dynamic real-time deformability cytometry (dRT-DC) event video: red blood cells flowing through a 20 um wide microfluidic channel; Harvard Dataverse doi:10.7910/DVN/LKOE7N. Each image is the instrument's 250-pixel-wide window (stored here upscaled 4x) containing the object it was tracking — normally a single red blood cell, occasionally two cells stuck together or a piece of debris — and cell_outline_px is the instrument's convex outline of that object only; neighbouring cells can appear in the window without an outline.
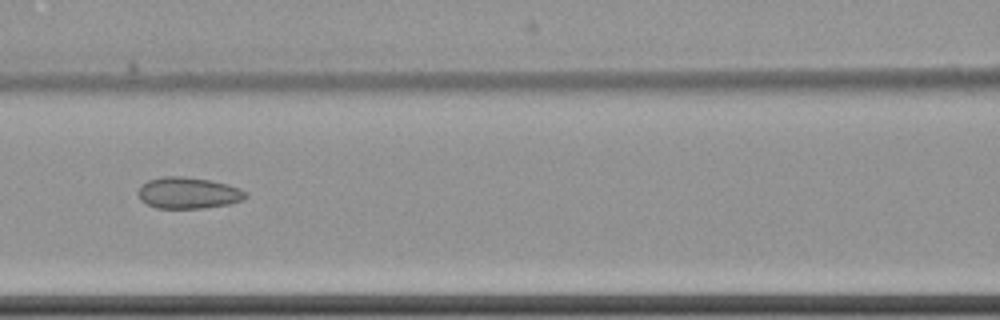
{"species": "common noctule bat (a hibernating species)", "species_latin": "Nyctalus noctula", "temperature_condition": "cold", "stored_images_in_passage": 6, "camera_frame_rate_fps": 3000, "um_per_image_px": 0.085, "animal": {"sex": "female", "body_mass_g": 22.7, "forearm_length_mm": 54.2}, "frame": {"image": 1, "passage_image": 4, "time_ms": 3.667, "image_size_px": [1000, 320], "cell_outline_px": [[248, 196], [244, 200], [228, 204], [200, 208], [156, 208], [140, 200], [136, 192], [140, 184], [148, 180], [164, 176], [180, 176], [208, 180], [228, 184], [240, 188]], "centroid_in_image_um": [15.96, 16.4], "position_along_channel_um": 150.6, "area_um2": 19.71}}
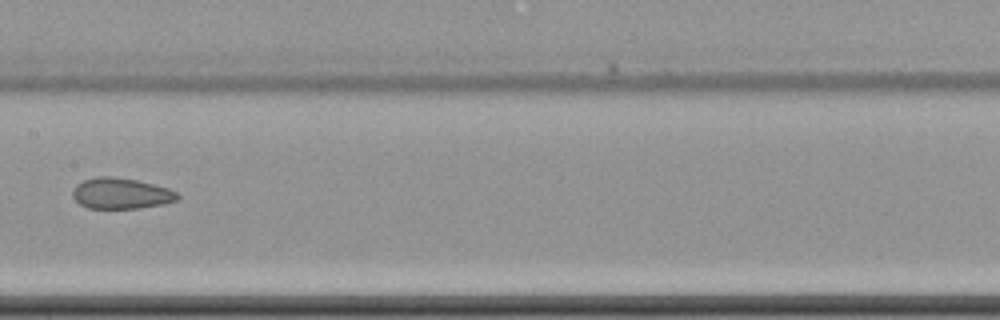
{"frame": {"image": 2, "passage_image": 5, "time_ms": 5.0, "image_size_px": [1000, 320], "cell_outline_px": [[180, 196], [176, 200], [164, 204], [140, 208], [88, 208], [80, 204], [72, 196], [72, 192], [76, 184], [84, 180], [96, 176], [112, 176], [136, 180], [168, 188], [176, 192]], "centroid_in_image_um": [10.27, 16.44], "position_along_channel_um": 197.1, "area_um2": 18.84}}
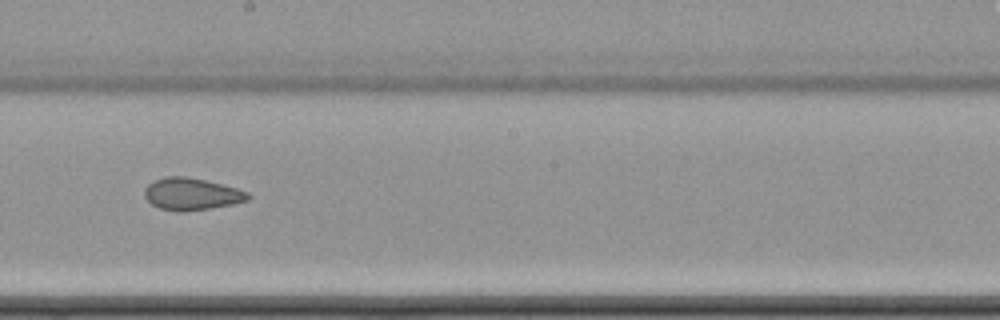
{"frame": {"image": 3, "passage_image": 6, "time_ms": 6.0, "image_size_px": [1000, 320], "cell_outline_px": [[252, 196], [248, 200], [232, 204], [212, 208], [184, 212], [160, 208], [152, 204], [144, 196], [144, 188], [148, 184], [164, 176], [184, 176], [204, 180], [236, 188], [248, 192]], "centroid_in_image_um": [16.28, 16.49], "position_along_channel_um": 231.9, "area_um2": 19.25}}